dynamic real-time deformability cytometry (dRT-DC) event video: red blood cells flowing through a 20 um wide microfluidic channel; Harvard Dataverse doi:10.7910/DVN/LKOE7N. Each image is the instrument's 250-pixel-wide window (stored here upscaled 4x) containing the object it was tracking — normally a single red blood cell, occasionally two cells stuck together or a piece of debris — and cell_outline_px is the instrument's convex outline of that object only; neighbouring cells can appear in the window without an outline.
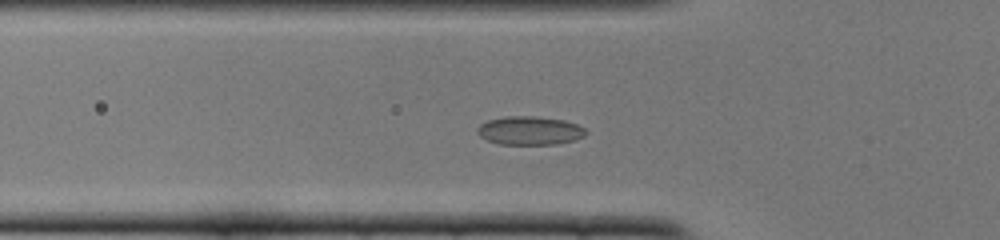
{"species": "common noctule bat (a hibernating species)", "species_latin": "Nyctalus noctula", "temperature_condition": "cold", "stored_images_in_passage": 41, "camera_frame_rate_fps": 3000, "um_per_image_px": 0.085, "animal": {"sex": "female", "body_mass_g": 22.0, "forearm_length_mm": 56.7}, "frame": {"image": 1, "passage_image": 6, "time_ms": 1.667, "image_size_px": [1000, 240], "cell_outline_px": [[588, 132], [584, 136], [576, 140], [556, 144], [500, 144], [488, 140], [480, 136], [476, 132], [476, 128], [480, 124], [488, 120], [504, 116], [536, 116], [564, 120], [576, 124], [584, 128]], "centroid_in_image_um": [45.03, 11.09], "position_along_channel_um": 80.8, "area_um2": 18.15}}
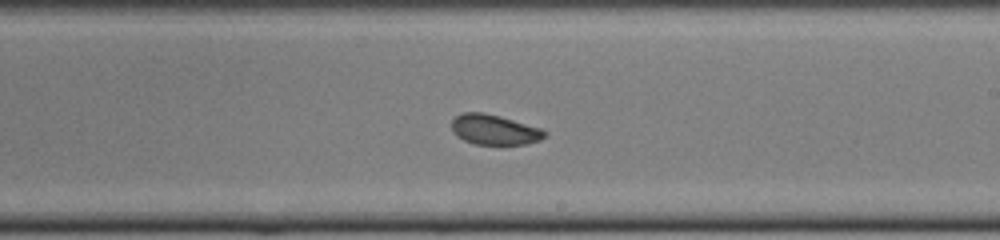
{"frame": {"image": 2, "passage_image": 19, "time_ms": 6.0, "image_size_px": [1000, 240], "cell_outline_px": [[548, 136], [540, 140], [524, 144], [476, 144], [464, 140], [456, 136], [452, 132], [452, 120], [456, 116], [464, 112], [484, 112], [500, 116], [540, 128], [548, 132]], "centroid_in_image_um": [42.02, 11.02], "position_along_channel_um": 247.0, "area_um2": 16.36}}
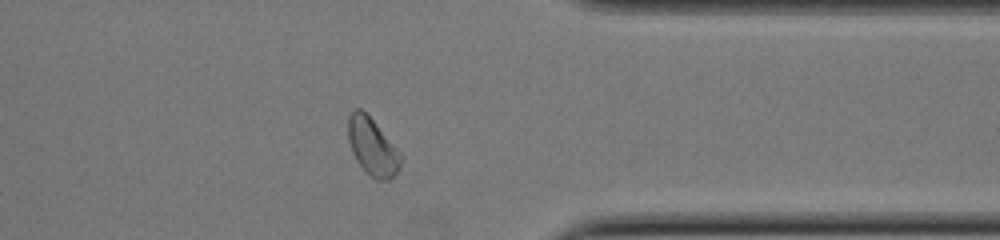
{"frame": {"image": 3, "passage_image": 30, "time_ms": 9.667, "image_size_px": [1000, 240], "cell_outline_px": [[404, 160], [400, 168], [388, 180], [376, 180], [356, 160], [352, 152], [348, 140], [348, 116], [356, 108], [360, 108], [372, 120], [404, 156]], "centroid_in_image_um": [31.68, 12.49], "position_along_channel_um": 379.7, "area_um2": 17.34}, "authors_computed_cell_mechanics": {"area_um2": 17.34, "velocity_mm_per_s": 3.8384, "shape_relaxation_time_tau1_ms": 3.9545, "shape_relaxation_time_tau2_ms": 2.8565, "deformation_change_tau1": 0.0626, "deformation_change_tau2": 0.0643}}